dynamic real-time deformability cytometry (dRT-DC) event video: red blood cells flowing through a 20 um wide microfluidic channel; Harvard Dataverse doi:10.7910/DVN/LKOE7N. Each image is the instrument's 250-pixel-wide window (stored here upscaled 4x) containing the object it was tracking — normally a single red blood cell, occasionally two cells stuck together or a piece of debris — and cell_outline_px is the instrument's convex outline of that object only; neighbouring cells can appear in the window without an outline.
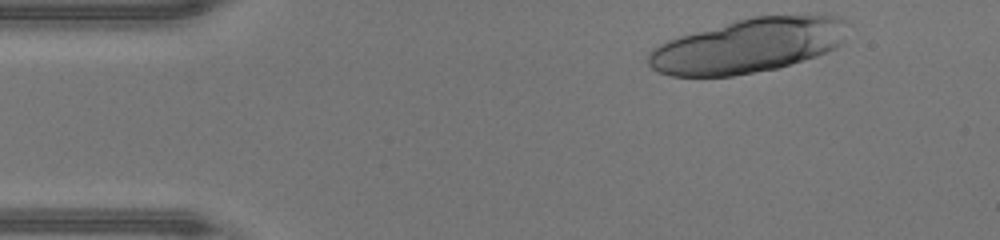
{"species": "human", "species_latin": "Homo sapiens", "temperature_condition": "warm", "stored_images_in_passage": 17, "segment_of_instrument_passage": [1, 2], "camera_frame_rate_fps": 3000, "um_per_image_px": 0.085, "donor": {"sex": "male"}, "frame": {"image": 1, "passage_image": 1, "time_ms": 0.0, "image_size_px": [1000, 240], "cell_outline_px": [[844, 20], [840, 44], [836, 48], [828, 52], [804, 60], [776, 68], [732, 76], [672, 76], [660, 72], [652, 68], [648, 64], [648, 52], [652, 48], [668, 40], [680, 36], [736, 20], [752, 16], [816, 12], [824, 12], [840, 16]], "centroid_in_image_um": [63.64, 3.84], "position_along_channel_um": 21.4, "area_um2": 63.46}}